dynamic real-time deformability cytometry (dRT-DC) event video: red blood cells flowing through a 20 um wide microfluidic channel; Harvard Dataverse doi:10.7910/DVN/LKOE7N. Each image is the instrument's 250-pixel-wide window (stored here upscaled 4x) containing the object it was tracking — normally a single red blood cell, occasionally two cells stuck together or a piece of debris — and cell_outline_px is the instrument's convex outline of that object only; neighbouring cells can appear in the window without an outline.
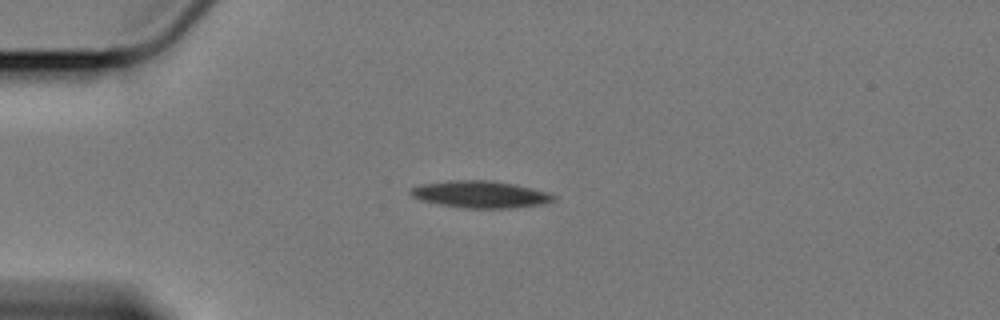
{"species": "Egyptian fruit bat (a non-hibernating species)", "species_latin": "Rousettus aegyptiacus", "temperature_condition": "cold", "stored_images_in_passage": 45, "camera_frame_rate_fps": 3000, "um_per_image_px": 0.085, "animal": {"sex": "female"}, "frame": {"image": 1, "passage_image": 1, "time_ms": 0.0, "image_size_px": [1000, 320], "cell_outline_px": [[556, 200], [544, 204], [508, 208], [464, 208], [440, 204], [420, 200], [412, 196], [408, 192], [412, 188], [420, 184], [448, 180], [488, 180], [512, 184], [548, 192], [556, 196]], "centroid_in_image_um": [40.81, 16.52], "position_along_channel_um": 44.2, "area_um2": 22.43}}
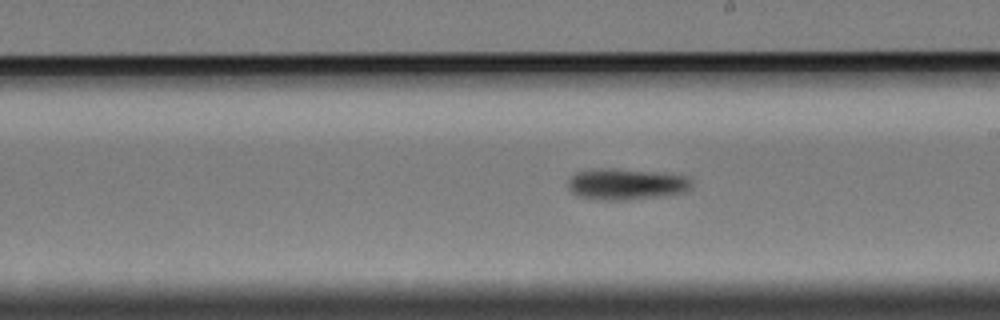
{"frame": {"image": 2, "passage_image": 20, "time_ms": 6.333, "image_size_px": [1000, 320], "cell_outline_px": [[692, 188], [684, 192], [656, 196], [624, 200], [600, 200], [580, 196], [572, 192], [568, 188], [568, 180], [576, 172], [592, 168], [616, 168], [652, 172], [684, 176], [692, 180]], "centroid_in_image_um": [53.18, 15.64], "position_along_channel_um": 235.8, "area_um2": 22.31}}
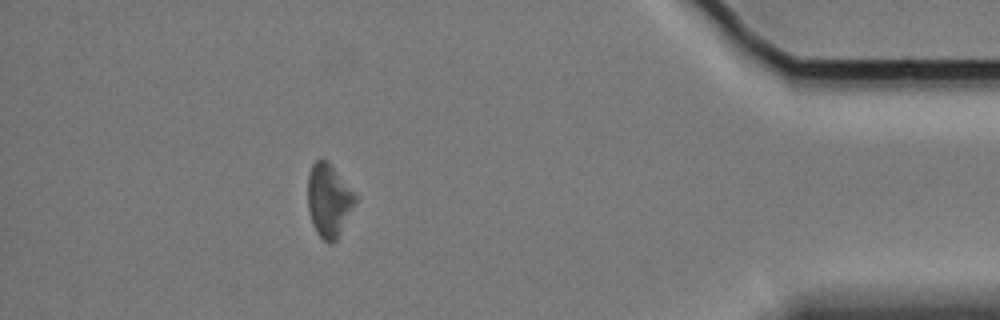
{"frame": {"image": 3, "passage_image": 39, "time_ms": 12.667, "image_size_px": [1000, 320], "cell_outline_px": [[356, 200], [336, 240], [332, 244], [328, 244], [316, 232], [312, 224], [308, 208], [308, 172], [312, 164], [320, 156], [328, 160], [356, 196]], "centroid_in_image_um": [27.9, 16.99], "position_along_channel_um": 407.3, "area_um2": 20.06}, "authors_computed_cell_mechanics": {"area_um2": 21.4438, "velocity_mm_per_s": 3.3938, "shape_relaxation_time_tau1_ms": 2.6617, "shape_relaxation_time_tau2_ms": null, "deformation_change_tau1": 0.078, "deformation_change_tau2": null}}